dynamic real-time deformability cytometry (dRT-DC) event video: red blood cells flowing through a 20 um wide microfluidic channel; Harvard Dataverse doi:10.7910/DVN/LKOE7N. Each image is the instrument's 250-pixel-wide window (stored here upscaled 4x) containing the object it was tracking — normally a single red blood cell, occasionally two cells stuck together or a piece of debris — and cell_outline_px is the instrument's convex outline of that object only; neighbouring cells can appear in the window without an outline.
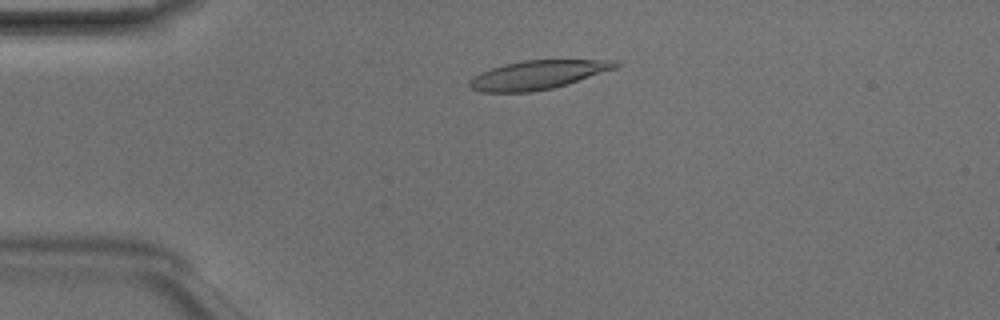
{"species": "Egyptian fruit bat (a non-hibernating species)", "species_latin": "Rousettus aegyptiacus", "temperature_condition": "room temperature", "stored_images_in_passage": 47, "camera_frame_rate_fps": 3000, "um_per_image_px": 0.085, "animal": {"sex": "male"}, "frame": {"image": 1, "passage_image": 10, "time_ms": 3.0, "image_size_px": [1000, 320], "cell_outline_px": [[620, 64], [616, 68], [568, 84], [552, 88], [532, 92], [480, 92], [472, 88], [468, 84], [468, 80], [480, 72], [504, 64], [524, 60], [620, 60]], "centroid_in_image_um": [45.71, 6.36], "position_along_channel_um": 39.3, "area_um2": 24.51}}
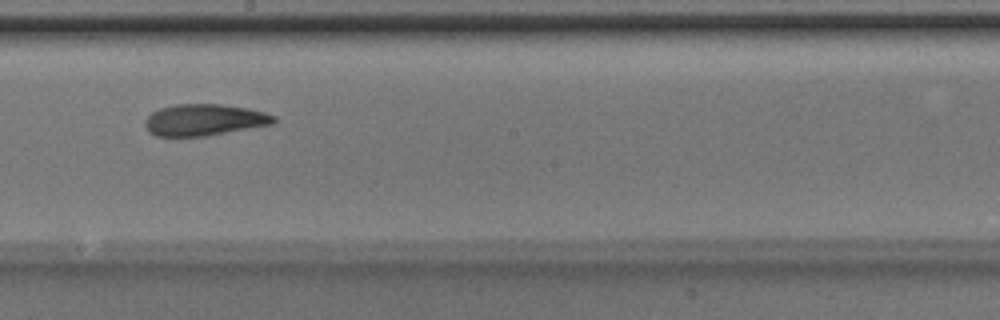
{"frame": {"image": 2, "passage_image": 26, "time_ms": 8.333, "image_size_px": [1000, 320], "cell_outline_px": [[276, 124], [208, 136], [156, 136], [148, 132], [144, 124], [144, 120], [152, 112], [160, 108], [176, 104], [220, 104], [248, 108], [264, 112], [276, 116]], "centroid_in_image_um": [17.39, 10.2], "position_along_channel_um": 230.8, "area_um2": 23.99}}
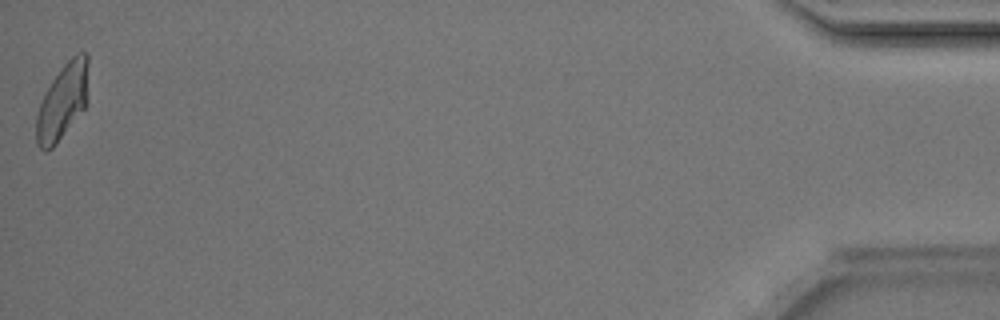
{"frame": {"image": 3, "passage_image": 47, "time_ms": 15.333, "image_size_px": [1000, 320], "cell_outline_px": [[88, 64], [84, 108], [56, 144], [52, 148], [44, 152], [36, 144], [36, 116], [40, 104], [52, 80], [60, 68], [76, 52], [84, 52], [88, 56]], "centroid_in_image_um": [5.29, 8.64], "position_along_channel_um": 429.9, "area_um2": 22.48}, "authors_computed_cell_mechanics": {"area_um2": 23.987, "velocity_mm_per_s": 4.195, "shape_relaxation_time_tau1_ms": 4.6603, "shape_relaxation_time_tau2_ms": 2.8725, "deformation_change_tau1": 0.203, "deformation_change_tau2": 0.1177}}